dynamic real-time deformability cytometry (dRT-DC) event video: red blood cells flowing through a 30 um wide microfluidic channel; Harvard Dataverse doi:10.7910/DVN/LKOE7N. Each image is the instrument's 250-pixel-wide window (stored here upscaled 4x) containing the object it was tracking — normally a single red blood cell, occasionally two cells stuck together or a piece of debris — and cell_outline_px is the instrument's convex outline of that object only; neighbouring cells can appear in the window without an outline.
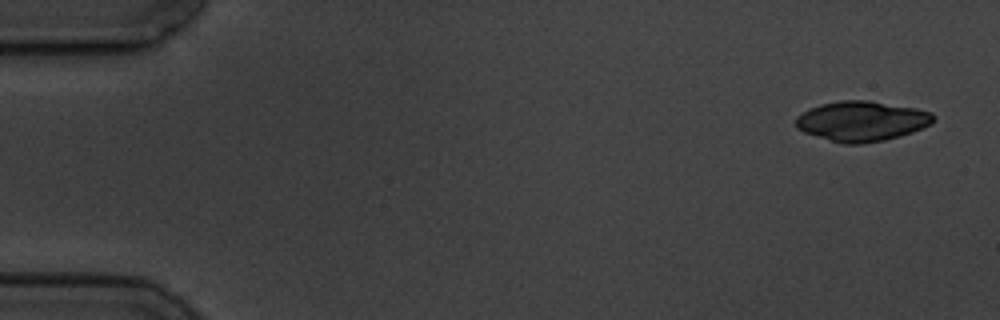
{"species": "common noctule bat (a hibernating species)", "species_latin": "Nyctalus noctula", "temperature_condition": "cold", "stored_images_in_passage": 4, "camera_frame_rate_fps": 3000, "um_per_image_px": 0.085, "animal": {"sex": "male", "body_mass_g": 19.5, "forearm_length_mm": 54.6}, "frame": {"image": 1, "passage_image": 1, "time_ms": 0.0, "image_size_px": [1000, 320], "cell_outline_px": [[936, 116], [932, 124], [912, 132], [900, 136], [884, 140], [860, 144], [844, 144], [816, 136], [804, 132], [796, 128], [796, 116], [808, 108], [820, 104], [840, 100], [868, 100], [916, 108], [932, 112]], "centroid_in_image_um": [73.25, 10.29], "position_along_channel_um": 11.7, "area_um2": 32.31}}